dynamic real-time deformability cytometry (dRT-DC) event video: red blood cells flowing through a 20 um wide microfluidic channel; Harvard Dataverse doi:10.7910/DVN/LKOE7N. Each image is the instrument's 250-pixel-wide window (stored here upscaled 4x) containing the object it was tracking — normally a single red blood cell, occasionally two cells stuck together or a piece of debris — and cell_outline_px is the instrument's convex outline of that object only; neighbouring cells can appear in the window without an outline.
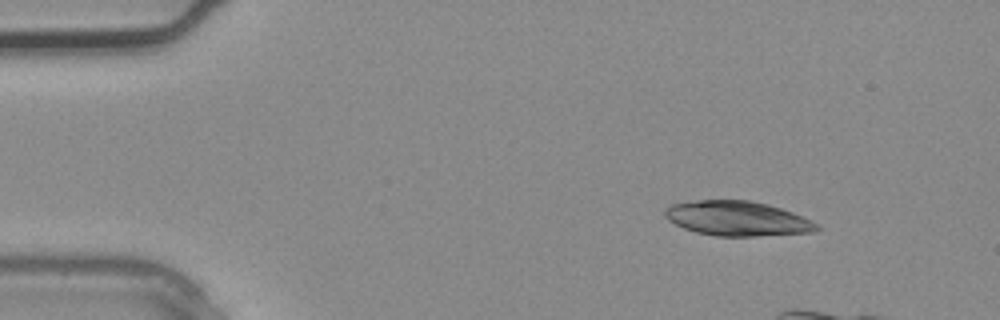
{"species": "common noctule bat (a hibernating species)", "species_latin": "Nyctalus noctula", "temperature_condition": "warm", "stored_images_in_passage": 2, "camera_frame_rate_fps": 3000, "um_per_image_px": 0.085, "animal": {"sex": "male", "body_mass_g": 20.4}, "frame": {"image": 1, "passage_image": 2, "time_ms": 0.333, "image_size_px": [1000, 320], "cell_outline_px": [[820, 228], [812, 232], [756, 236], [716, 236], [696, 232], [684, 228], [668, 220], [664, 216], [664, 208], [672, 204], [696, 200], [752, 200], [768, 204], [792, 212], [820, 224]], "centroid_in_image_um": [62.66, 18.57], "position_along_channel_um": 22.3, "area_um2": 30.75}}